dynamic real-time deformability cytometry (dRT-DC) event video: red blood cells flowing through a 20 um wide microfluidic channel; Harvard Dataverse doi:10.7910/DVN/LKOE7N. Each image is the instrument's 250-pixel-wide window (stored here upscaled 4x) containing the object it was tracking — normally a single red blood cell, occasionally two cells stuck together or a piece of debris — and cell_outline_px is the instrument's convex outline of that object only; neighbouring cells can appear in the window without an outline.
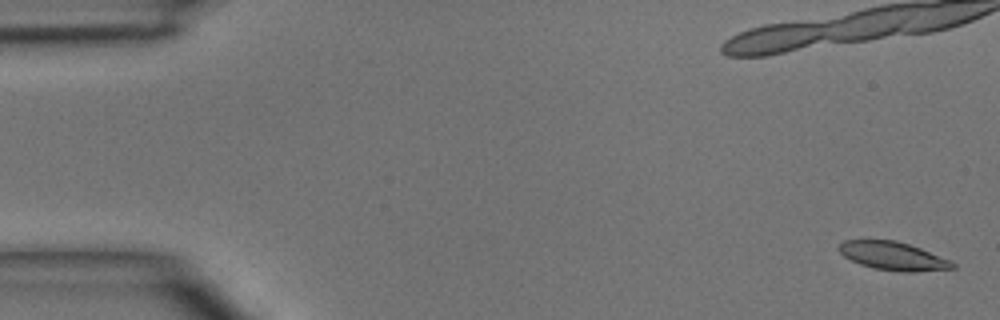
{"species": "common noctule bat (a hibernating species)", "species_latin": "Nyctalus noctula", "temperature_condition": "room temperature", "stored_images_in_passage": 3, "camera_frame_rate_fps": 3000, "um_per_image_px": 0.085, "animal": {"sex": "male", "body_mass_g": 15.6}, "frame": {"image": 1, "passage_image": 1, "time_ms": 0.0, "image_size_px": [1000, 320], "cell_outline_px": [[956, 268], [912, 272], [900, 272], [872, 268], [860, 264], [844, 256], [836, 248], [844, 240], [896, 240], [920, 248], [948, 260], [956, 264]], "centroid_in_image_um": [75.88, 21.76], "position_along_channel_um": 9.1, "area_um2": 18.61}}